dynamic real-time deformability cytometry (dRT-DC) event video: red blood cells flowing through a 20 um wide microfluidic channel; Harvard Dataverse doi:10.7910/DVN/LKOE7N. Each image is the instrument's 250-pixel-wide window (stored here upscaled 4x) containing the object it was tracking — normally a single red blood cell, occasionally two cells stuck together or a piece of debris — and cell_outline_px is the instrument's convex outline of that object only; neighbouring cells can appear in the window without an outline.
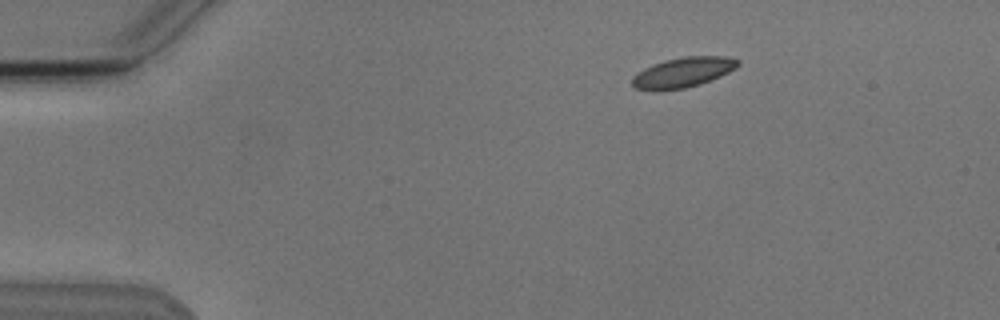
{"species": "Egyptian fruit bat (a non-hibernating species)", "species_latin": "Rousettus aegyptiacus", "temperature_condition": "cold", "stored_images_in_passage": 3, "camera_frame_rate_fps": 3000, "um_per_image_px": 0.085, "animal": {"sex": "male"}, "frame": {"image": 1, "passage_image": 1, "time_ms": 0.0, "image_size_px": [1000, 320], "cell_outline_px": [[740, 64], [736, 68], [720, 76], [700, 84], [684, 88], [660, 92], [636, 88], [632, 84], [632, 76], [636, 72], [652, 64], [664, 60], [684, 56], [724, 56], [740, 60]], "centroid_in_image_um": [58.02, 6.16], "position_along_channel_um": 27.0, "area_um2": 18.79}}